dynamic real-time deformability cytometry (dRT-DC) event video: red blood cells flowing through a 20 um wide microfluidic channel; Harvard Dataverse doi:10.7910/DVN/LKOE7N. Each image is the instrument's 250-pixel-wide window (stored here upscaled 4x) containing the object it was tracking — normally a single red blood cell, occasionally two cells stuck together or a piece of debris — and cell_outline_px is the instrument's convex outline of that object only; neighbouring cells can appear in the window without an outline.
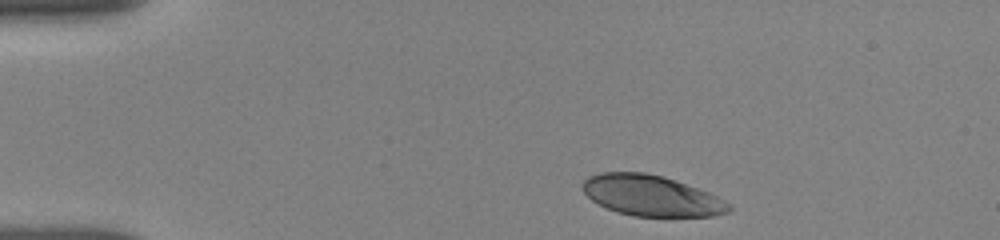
{"species": "human", "species_latin": "Homo sapiens", "temperature_condition": "room temperature", "stored_images_in_passage": 3, "camera_frame_rate_fps": 3000, "um_per_image_px": 0.085, "donor": {"sex": "female"}, "frame": {"image": 1, "passage_image": 1, "time_ms": 0.0, "image_size_px": [1000, 240], "cell_outline_px": [[732, 208], [728, 212], [712, 216], [632, 216], [616, 212], [592, 200], [580, 188], [580, 184], [588, 176], [600, 172], [644, 172], [664, 176], [676, 180], [708, 192], [732, 204]], "centroid_in_image_um": [55.34, 16.62], "position_along_channel_um": 29.7, "area_um2": 34.85}}